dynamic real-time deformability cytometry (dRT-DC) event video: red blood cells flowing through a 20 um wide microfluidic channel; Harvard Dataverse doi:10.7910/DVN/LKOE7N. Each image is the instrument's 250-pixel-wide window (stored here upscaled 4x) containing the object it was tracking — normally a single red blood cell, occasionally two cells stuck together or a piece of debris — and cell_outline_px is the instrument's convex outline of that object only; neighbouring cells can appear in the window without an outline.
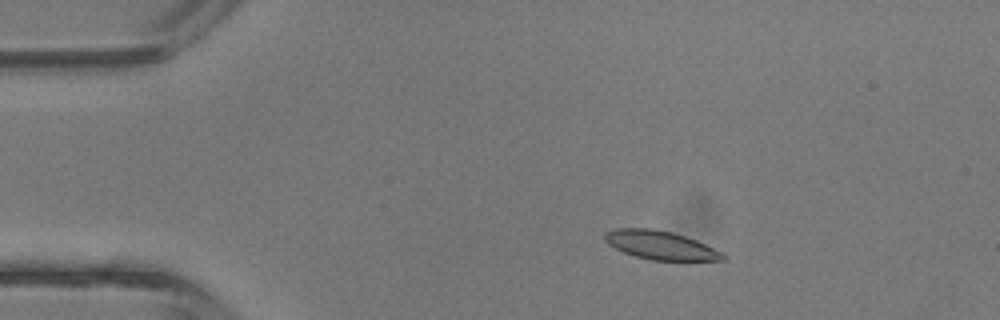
{"species": "common noctule bat (a hibernating species)", "species_latin": "Nyctalus noctula", "temperature_condition": "room temperature", "stored_images_in_passage": 42, "camera_frame_rate_fps": 3000, "um_per_image_px": 0.085, "animal": {"sex": "male", "body_mass_g": 13.3}, "frame": {"image": 1, "passage_image": 7, "time_ms": 2.0, "image_size_px": [1000, 320], "cell_outline_px": [[724, 260], [652, 260], [636, 256], [624, 252], [608, 244], [604, 240], [604, 232], [616, 228], [652, 228], [672, 232], [696, 240], [720, 252], [724, 256]], "centroid_in_image_um": [56.07, 20.82], "position_along_channel_um": 28.9, "area_um2": 19.36}}
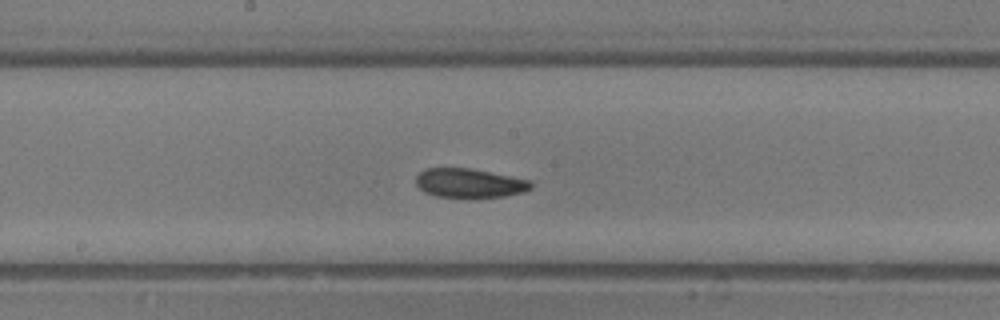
{"frame": {"image": 2, "passage_image": 22, "time_ms": 7.0, "image_size_px": [1000, 320], "cell_outline_px": [[532, 188], [524, 192], [504, 196], [436, 196], [424, 192], [416, 184], [416, 176], [424, 168], [468, 168], [532, 180]], "centroid_in_image_um": [39.9, 15.54], "position_along_channel_um": 208.3, "area_um2": 19.19}}
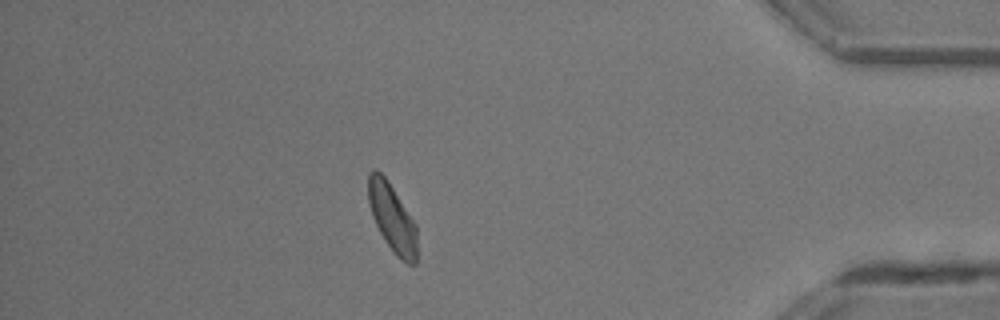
{"frame": {"image": 3, "passage_image": 37, "time_ms": 12.0, "image_size_px": [1000, 320], "cell_outline_px": [[416, 264], [408, 264], [400, 260], [396, 256], [384, 240], [372, 216], [368, 204], [368, 172], [372, 168], [376, 168], [384, 176], [416, 224]], "centroid_in_image_um": [33.31, 18.52], "position_along_channel_um": 401.9, "area_um2": 19.25}, "authors_computed_cell_mechanics": {"area_um2": 19.6809, "velocity_mm_per_s": 4.7701, "shape_relaxation_time_tau1_ms": 8.9994, "shape_relaxation_time_tau2_ms": 1.9287, "deformation_change_tau1": 0.1887, "deformation_change_tau2": 0.082}}